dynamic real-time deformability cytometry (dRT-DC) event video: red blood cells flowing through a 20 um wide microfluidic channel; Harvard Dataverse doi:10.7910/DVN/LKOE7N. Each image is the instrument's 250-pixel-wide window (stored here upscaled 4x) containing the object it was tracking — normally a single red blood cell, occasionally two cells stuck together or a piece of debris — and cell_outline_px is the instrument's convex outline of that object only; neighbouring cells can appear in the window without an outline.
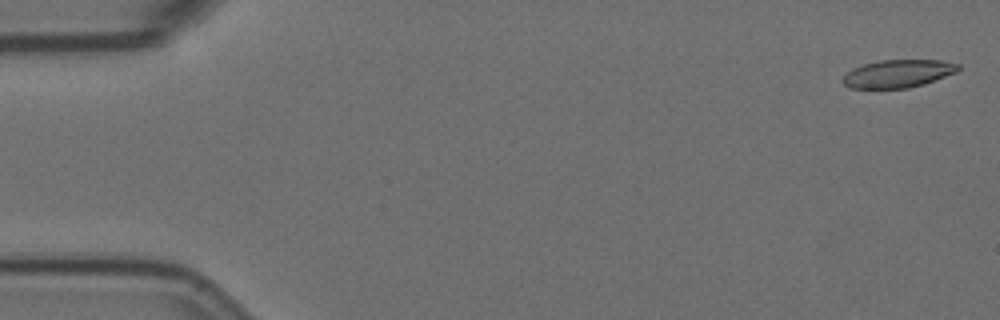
{"species": "Egyptian fruit bat (a non-hibernating species)", "species_latin": "Rousettus aegyptiacus", "temperature_condition": "room temperature", "stored_images_in_passage": 59, "segment_of_instrument_passage": [1, 2], "camera_frame_rate_fps": 3000, "um_per_image_px": 0.085, "animal": {"sex": "female"}, "frame": {"image": 1, "passage_image": 2, "time_ms": 0.333, "image_size_px": [1000, 320], "cell_outline_px": [[960, 68], [956, 72], [924, 84], [908, 88], [848, 88], [840, 80], [852, 68], [864, 64], [880, 60], [940, 60], [960, 64]], "centroid_in_image_um": [76.32, 6.26], "position_along_channel_um": 8.7, "area_um2": 18.73}}
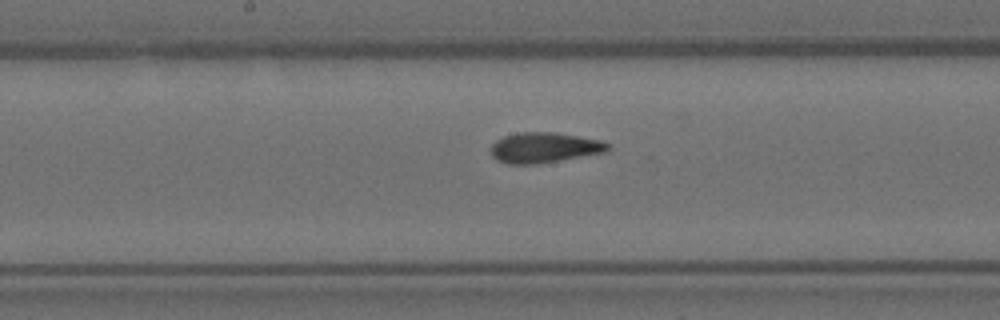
{"frame": {"image": 2, "passage_image": 30, "time_ms": 9.667, "image_size_px": [1000, 320], "cell_outline_px": [[612, 148], [608, 152], [536, 164], [508, 164], [496, 160], [492, 156], [492, 144], [496, 140], [504, 136], [516, 132], [556, 132], [600, 140], [612, 144]], "centroid_in_image_um": [46.31, 12.54], "position_along_channel_um": 201.9, "area_um2": 20.92}}
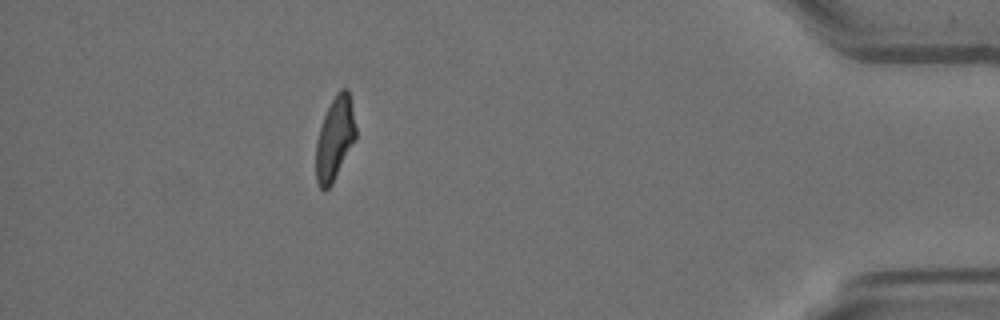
{"frame": {"image": 3, "passage_image": 52, "time_ms": 17.0, "image_size_px": [1000, 320], "cell_outline_px": [[356, 140], [332, 184], [324, 192], [320, 188], [316, 180], [316, 140], [324, 116], [336, 92], [340, 88], [348, 88], [356, 128]], "centroid_in_image_um": [28.46, 11.79], "position_along_channel_um": 406.7, "area_um2": 19.42}}